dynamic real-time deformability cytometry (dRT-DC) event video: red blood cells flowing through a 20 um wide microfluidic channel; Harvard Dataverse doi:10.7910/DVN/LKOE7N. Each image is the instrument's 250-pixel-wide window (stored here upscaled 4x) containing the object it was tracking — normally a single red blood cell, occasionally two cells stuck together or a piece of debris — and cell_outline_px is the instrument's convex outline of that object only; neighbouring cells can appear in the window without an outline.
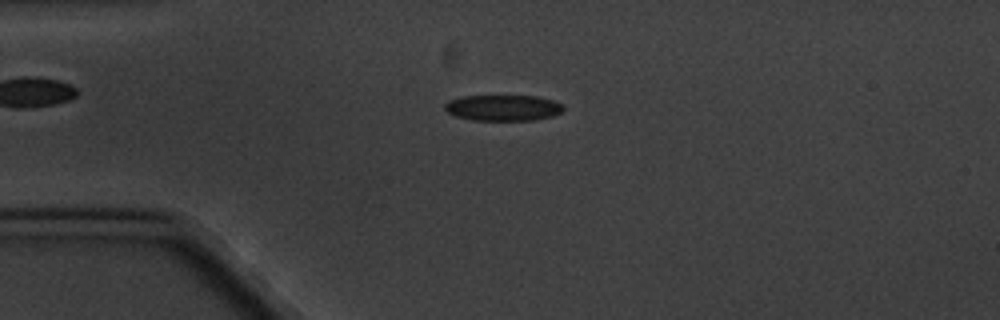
{"species": "common noctule bat (a hibernating species)", "species_latin": "Nyctalus noctula", "temperature_condition": "cold", "stored_images_in_passage": 4, "camera_frame_rate_fps": 3000, "um_per_image_px": 0.085, "animal": {"sex": "male", "body_mass_g": 20.1, "forearm_length_mm": 53.5}, "frame": {"image": 1, "passage_image": 3, "time_ms": 2.333, "image_size_px": [1000, 320], "cell_outline_px": [[564, 108], [560, 112], [552, 116], [532, 120], [472, 120], [456, 116], [448, 112], [444, 108], [444, 104], [448, 100], [464, 96], [536, 96], [552, 100], [564, 104]], "centroid_in_image_um": [42.75, 9.16], "position_along_channel_um": 42.2, "area_um2": 17.86}}